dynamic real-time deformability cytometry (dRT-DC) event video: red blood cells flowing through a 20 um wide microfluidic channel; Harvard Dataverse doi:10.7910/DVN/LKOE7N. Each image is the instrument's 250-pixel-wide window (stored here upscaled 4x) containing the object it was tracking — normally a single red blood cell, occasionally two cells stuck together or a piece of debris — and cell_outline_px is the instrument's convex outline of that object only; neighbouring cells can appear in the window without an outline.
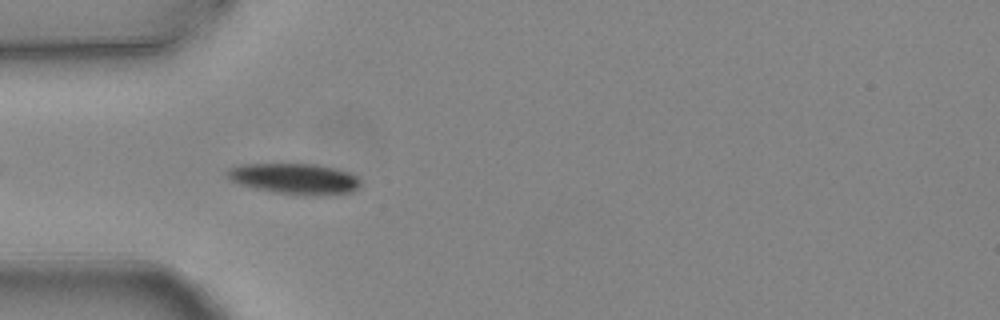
{"species": "common noctule bat (a hibernating species)", "species_latin": "Nyctalus noctula", "temperature_condition": "warm", "stored_images_in_passage": 5, "camera_frame_rate_fps": 3000, "um_per_image_px": 0.085, "animal": {"sex": "female", "body_mass_g": 24.6, "forearm_length_mm": 56.2}, "frame": {"image": 1, "passage_image": 5, "time_ms": 1.333, "image_size_px": [1000, 320], "cell_outline_px": [[360, 184], [352, 192], [320, 196], [304, 196], [272, 192], [252, 188], [228, 180], [228, 168], [240, 164], [316, 164], [348, 172], [356, 176], [360, 180]], "centroid_in_image_um": [25.02, 15.21], "position_along_channel_um": 60.0, "area_um2": 24.1}}